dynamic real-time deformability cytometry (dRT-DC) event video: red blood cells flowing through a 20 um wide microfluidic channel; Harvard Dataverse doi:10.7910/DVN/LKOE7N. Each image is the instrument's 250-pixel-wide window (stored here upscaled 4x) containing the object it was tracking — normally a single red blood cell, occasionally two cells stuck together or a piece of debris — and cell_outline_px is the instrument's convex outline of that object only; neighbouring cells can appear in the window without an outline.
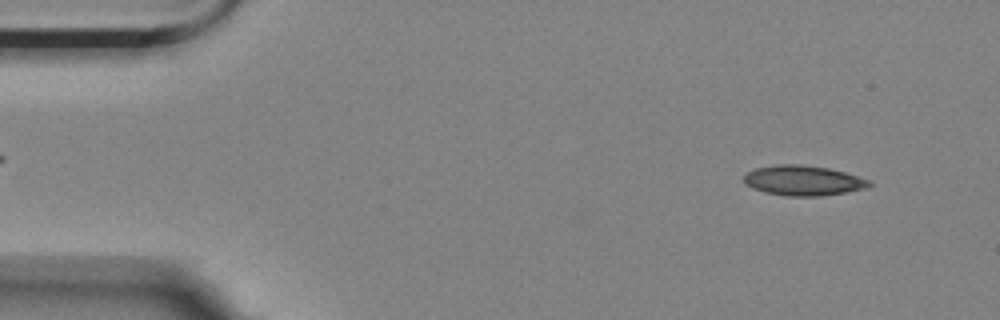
{"species": "Egyptian fruit bat (a non-hibernating species)", "species_latin": "Rousettus aegyptiacus", "temperature_condition": "room temperature", "stored_images_in_passage": 4, "camera_frame_rate_fps": 3000, "um_per_image_px": 0.085, "animal": {"sex": "female"}, "frame": {"image": 1, "passage_image": 1, "time_ms": 0.0, "image_size_px": [1000, 320], "cell_outline_px": [[872, 184], [868, 188], [820, 196], [788, 196], [764, 192], [752, 188], [744, 184], [744, 176], [748, 172], [756, 168], [776, 164], [800, 164], [828, 168], [844, 172], [872, 180]], "centroid_in_image_um": [68.28, 15.34], "position_along_channel_um": 16.7, "area_um2": 22.02}}
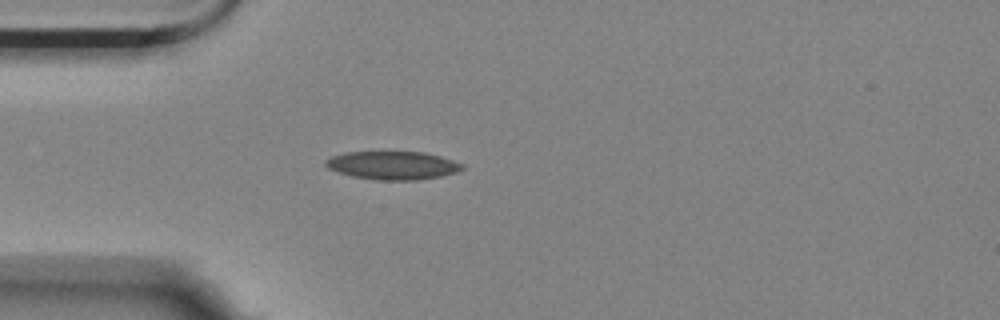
{"frame": {"image": 2, "passage_image": 4, "time_ms": 1.0, "image_size_px": [1000, 320], "cell_outline_px": [[464, 168], [456, 172], [440, 176], [420, 180], [376, 180], [352, 176], [336, 172], [328, 168], [324, 164], [324, 160], [332, 156], [344, 152], [424, 152], [440, 156], [464, 164]], "centroid_in_image_um": [33.35, 14.06], "position_along_channel_um": 51.6, "area_um2": 22.6}}